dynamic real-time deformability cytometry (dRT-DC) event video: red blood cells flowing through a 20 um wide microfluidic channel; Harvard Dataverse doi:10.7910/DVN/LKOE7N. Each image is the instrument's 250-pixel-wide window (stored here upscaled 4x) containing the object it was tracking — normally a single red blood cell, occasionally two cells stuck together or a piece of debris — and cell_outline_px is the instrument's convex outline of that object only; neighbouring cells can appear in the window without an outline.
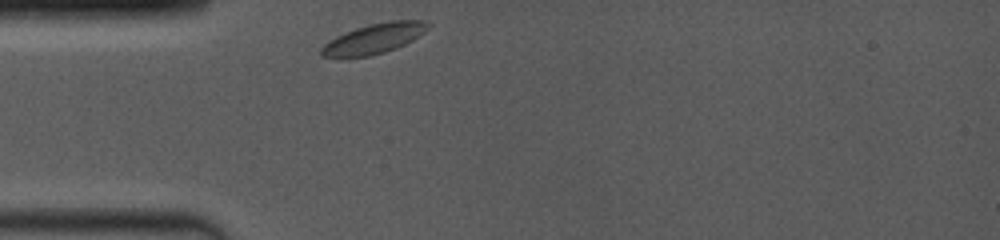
{"species": "common noctule bat (a hibernating species)", "species_latin": "Nyctalus noctula", "temperature_condition": "room temperature", "stored_images_in_passage": 39, "camera_frame_rate_fps": 4000, "um_per_image_px": 0.085, "animal": {"sex": "female", "body_mass_g": 19.0, "forearm_length_mm": 53.3}, "frame": {"image": 1, "passage_image": 1, "time_ms": 0.0, "image_size_px": [1000, 240], "cell_outline_px": [[432, 24], [424, 32], [412, 40], [396, 48], [384, 52], [368, 56], [344, 60], [320, 56], [320, 48], [328, 40], [344, 32], [356, 28], [372, 24], [392, 20], [424, 20]], "centroid_in_image_um": [31.71, 3.32], "position_along_channel_um": 53.3, "area_um2": 19.13}}
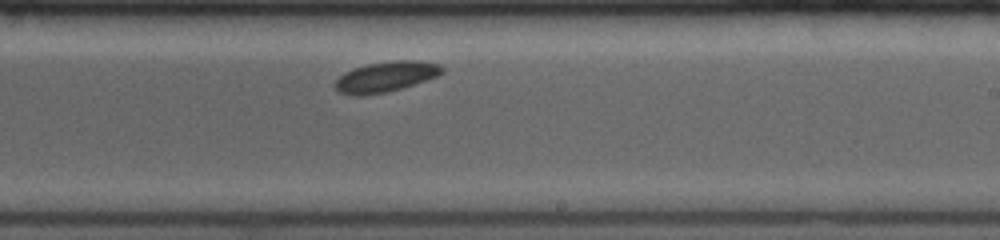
{"frame": {"image": 2, "passage_image": 23, "time_ms": 5.5, "image_size_px": [1000, 240], "cell_outline_px": [[444, 72], [436, 76], [400, 88], [384, 92], [360, 96], [352, 96], [340, 92], [336, 88], [336, 80], [344, 72], [352, 68], [368, 64], [392, 60], [416, 60], [440, 64], [444, 68]], "centroid_in_image_um": [32.78, 6.5], "position_along_channel_um": 256.2, "area_um2": 18.73}}
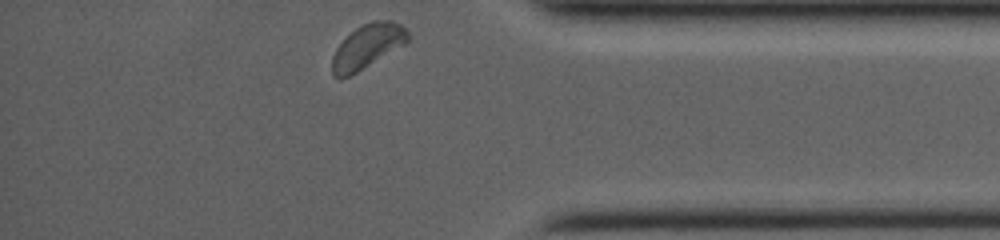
{"frame": {"image": 3, "passage_image": 39, "time_ms": 9.5, "image_size_px": [1000, 240], "cell_outline_px": [[408, 40], [404, 44], [356, 72], [348, 76], [332, 76], [332, 56], [336, 48], [356, 28], [372, 20], [392, 20], [400, 24], [408, 32]], "centroid_in_image_um": [31.23, 3.91], "position_along_channel_um": 404.0, "area_um2": 18.84}}